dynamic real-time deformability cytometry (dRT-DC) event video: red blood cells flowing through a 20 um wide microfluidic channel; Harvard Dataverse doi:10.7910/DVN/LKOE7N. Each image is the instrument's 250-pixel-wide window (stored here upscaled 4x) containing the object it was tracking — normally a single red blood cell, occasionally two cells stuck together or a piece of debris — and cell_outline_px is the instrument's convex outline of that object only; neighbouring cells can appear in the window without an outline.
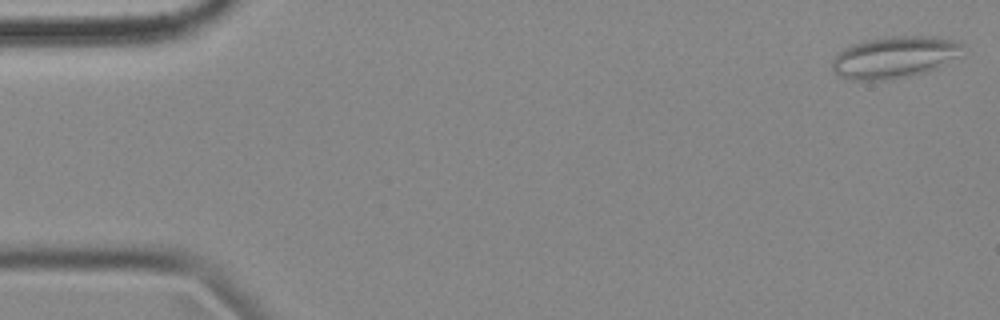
{"species": "common noctule bat (a hibernating species)", "species_latin": "Nyctalus noctula", "temperature_condition": "cold", "stored_images_in_passage": 6, "camera_frame_rate_fps": 3000, "um_per_image_px": 0.085, "animal": {"sex": "female", "body_mass_g": 18.4}, "frame": {"image": 1, "passage_image": 1, "time_ms": 0.0, "image_size_px": [1000, 320], "cell_outline_px": [[964, 44], [956, 56], [936, 68], [928, 72], [908, 76], [880, 80], [852, 80], [840, 76], [832, 72], [832, 60], [844, 48], [852, 44], [868, 40], [892, 36], [936, 36], [952, 40]], "centroid_in_image_um": [75.98, 4.86], "position_along_channel_um": 9.0, "area_um2": 31.33}}